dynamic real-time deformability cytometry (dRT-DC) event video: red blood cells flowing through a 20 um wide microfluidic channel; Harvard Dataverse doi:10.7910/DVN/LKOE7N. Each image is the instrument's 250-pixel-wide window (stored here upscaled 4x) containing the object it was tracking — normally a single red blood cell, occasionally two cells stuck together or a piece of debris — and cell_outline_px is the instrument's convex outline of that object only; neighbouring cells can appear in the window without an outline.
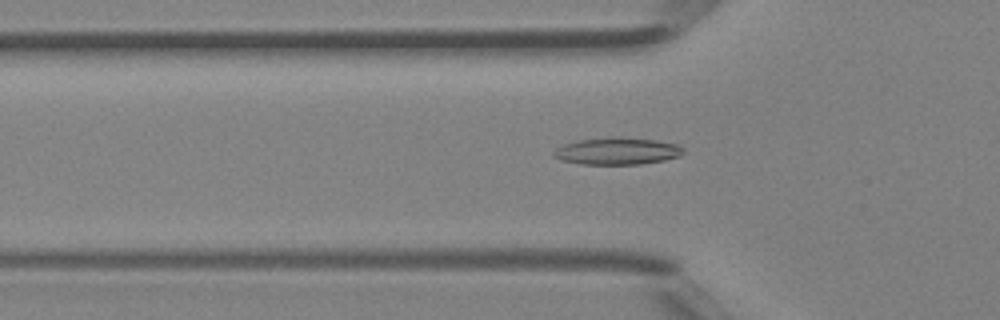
{"species": "Egyptian fruit bat (a non-hibernating species)", "species_latin": "Rousettus aegyptiacus", "temperature_condition": "room temperature", "stored_images_in_passage": 40, "camera_frame_rate_fps": 3000, "um_per_image_px": 0.085, "animal": {"sex": "female"}, "frame": {"image": 1, "passage_image": 8, "time_ms": 2.333, "image_size_px": [1000, 320], "cell_outline_px": [[684, 152], [680, 156], [664, 160], [640, 164], [580, 164], [560, 160], [552, 156], [552, 152], [556, 148], [564, 144], [576, 140], [608, 136], [612, 136], [656, 140], [676, 144], [684, 148]], "centroid_in_image_um": [52.42, 12.83], "position_along_channel_um": 73.4, "area_um2": 20.69}}
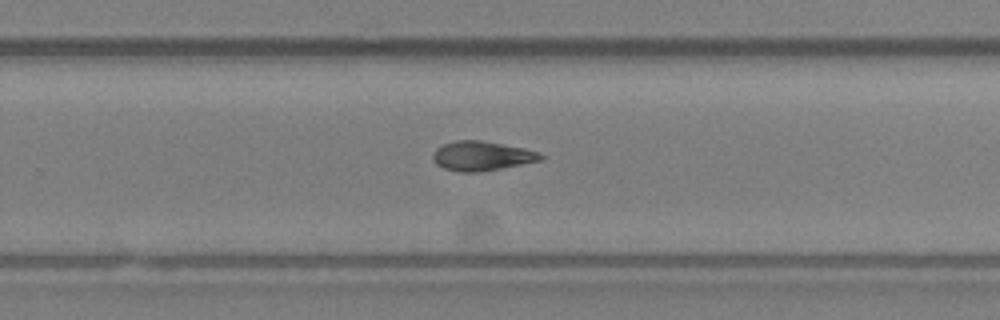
{"frame": {"image": 2, "passage_image": 23, "time_ms": 7.333, "image_size_px": [1000, 320], "cell_outline_px": [[544, 160], [500, 168], [476, 172], [460, 172], [444, 168], [436, 164], [432, 156], [436, 148], [444, 144], [456, 140], [480, 140], [524, 148], [540, 152], [544, 156]], "centroid_in_image_um": [40.97, 13.25], "position_along_channel_um": 288.8, "area_um2": 18.38}}
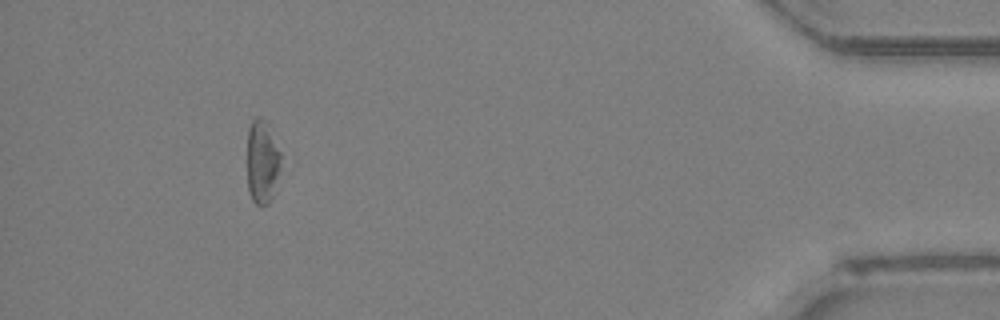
{"frame": {"image": 3, "passage_image": 36, "time_ms": 11.667, "image_size_px": [1000, 320], "cell_outline_px": [[280, 156], [272, 196], [268, 204], [256, 204], [252, 200], [248, 192], [248, 128], [252, 120], [260, 116], [268, 120], [280, 152]], "centroid_in_image_um": [22.26, 13.67], "position_along_channel_um": 412.9, "area_um2": 16.13}, "authors_computed_cell_mechanics": {"area_um2": 18.3226, "velocity_mm_per_s": 4.3239, "shape_relaxation_time_tau1_ms": 9.6427, "shape_relaxation_time_tau2_ms": 4.3421, "deformation_change_tau1": 0.2022, "deformation_change_tau2": 0.1284}}